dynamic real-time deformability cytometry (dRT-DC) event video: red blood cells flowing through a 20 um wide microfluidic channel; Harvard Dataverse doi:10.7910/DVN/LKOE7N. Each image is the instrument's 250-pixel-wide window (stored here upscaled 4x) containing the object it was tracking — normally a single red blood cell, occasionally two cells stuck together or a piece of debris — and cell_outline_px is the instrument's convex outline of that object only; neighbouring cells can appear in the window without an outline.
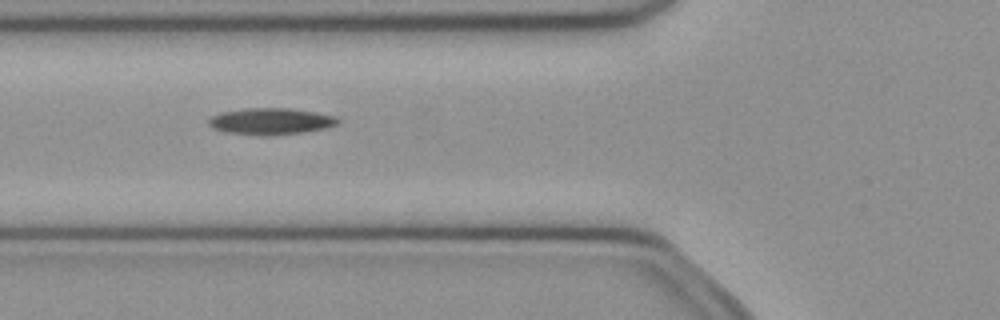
{"species": "common noctule bat (a hibernating species)", "species_latin": "Nyctalus noctula", "temperature_condition": "cold", "stored_images_in_passage": 50, "camera_frame_rate_fps": 3000, "um_per_image_px": 0.085, "animal": {"sex": "female", "body_mass_g": 21.9}, "frame": {"image": 1, "passage_image": 18, "time_ms": 5.667, "image_size_px": [1000, 320], "cell_outline_px": [[340, 124], [328, 128], [304, 132], [276, 136], [260, 136], [224, 132], [212, 128], [208, 124], [208, 120], [212, 116], [220, 112], [244, 108], [288, 108], [316, 112], [336, 116], [340, 120]], "centroid_in_image_um": [23.04, 10.32], "position_along_channel_um": 102.8, "area_um2": 20.52}}
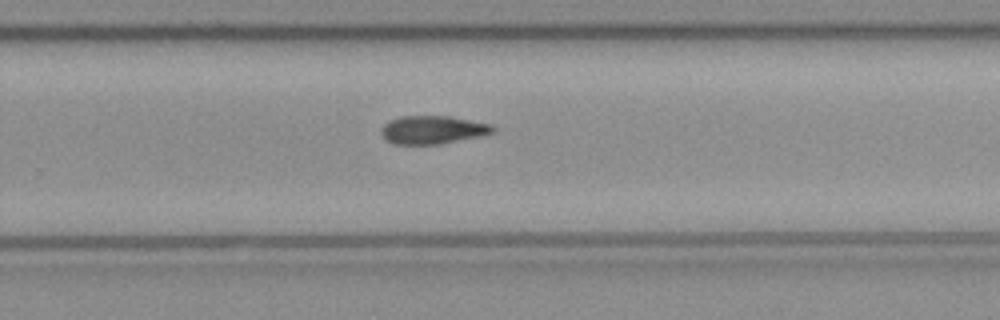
{"frame": {"image": 2, "passage_image": 32, "time_ms": 10.333, "image_size_px": [1000, 320], "cell_outline_px": [[496, 128], [492, 132], [480, 136], [440, 144], [392, 144], [380, 132], [384, 124], [388, 120], [400, 116], [448, 116], [492, 124]], "centroid_in_image_um": [36.77, 11.03], "position_along_channel_um": 293.0, "area_um2": 18.26}}
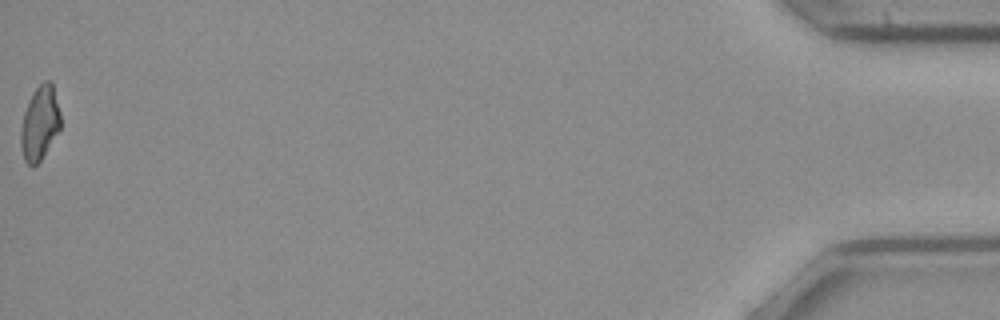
{"frame": {"image": 3, "passage_image": 50, "time_ms": 16.333, "image_size_px": [1000, 320], "cell_outline_px": [[60, 128], [40, 160], [36, 164], [28, 164], [24, 160], [20, 144], [20, 132], [24, 112], [28, 100], [32, 92], [44, 80], [52, 80], [60, 112]], "centroid_in_image_um": [3.37, 10.41], "position_along_channel_um": 431.8, "area_um2": 17.05}}